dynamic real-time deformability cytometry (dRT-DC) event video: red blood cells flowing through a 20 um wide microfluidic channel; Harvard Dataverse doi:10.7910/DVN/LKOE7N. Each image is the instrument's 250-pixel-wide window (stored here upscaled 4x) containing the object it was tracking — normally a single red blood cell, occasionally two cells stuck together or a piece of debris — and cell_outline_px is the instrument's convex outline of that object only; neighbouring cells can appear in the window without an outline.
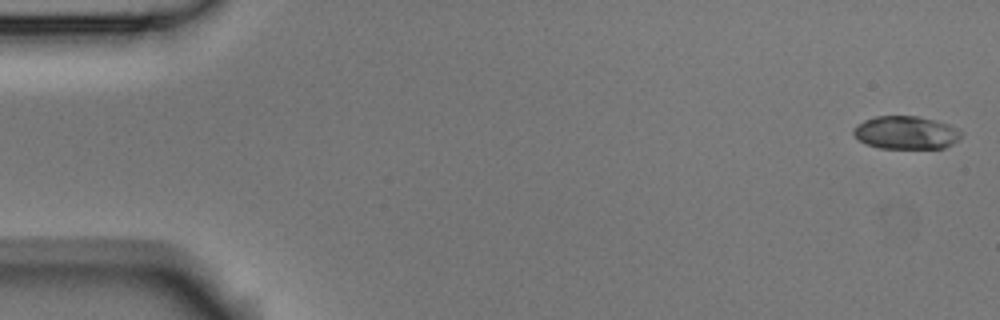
{"species": "Egyptian fruit bat (a non-hibernating species)", "species_latin": "Rousettus aegyptiacus", "temperature_condition": "room temperature", "stored_images_in_passage": 5, "camera_frame_rate_fps": 3000, "um_per_image_px": 0.085, "animal": {"sex": "male"}, "frame": {"image": 1, "passage_image": 1, "time_ms": 0.0, "image_size_px": [1000, 320], "cell_outline_px": [[964, 132], [960, 140], [944, 148], [880, 148], [864, 144], [852, 132], [856, 124], [864, 120], [876, 116], [916, 116], [948, 124]], "centroid_in_image_um": [77.02, 11.28], "position_along_channel_um": 8.0, "area_um2": 20.81}}
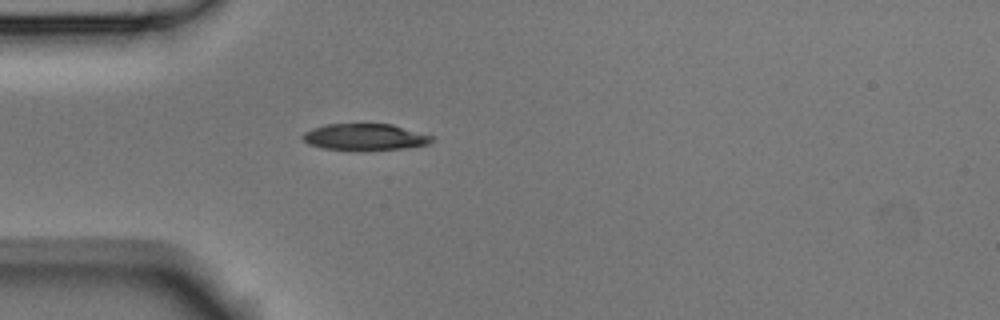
{"frame": {"image": 2, "passage_image": 5, "time_ms": 1.333, "image_size_px": [1000, 320], "cell_outline_px": [[436, 136], [428, 144], [404, 148], [324, 148], [308, 144], [300, 136], [304, 132], [312, 128], [324, 124], [392, 124]], "centroid_in_image_um": [31.03, 11.6], "position_along_channel_um": 54.0, "area_um2": 19.36}}